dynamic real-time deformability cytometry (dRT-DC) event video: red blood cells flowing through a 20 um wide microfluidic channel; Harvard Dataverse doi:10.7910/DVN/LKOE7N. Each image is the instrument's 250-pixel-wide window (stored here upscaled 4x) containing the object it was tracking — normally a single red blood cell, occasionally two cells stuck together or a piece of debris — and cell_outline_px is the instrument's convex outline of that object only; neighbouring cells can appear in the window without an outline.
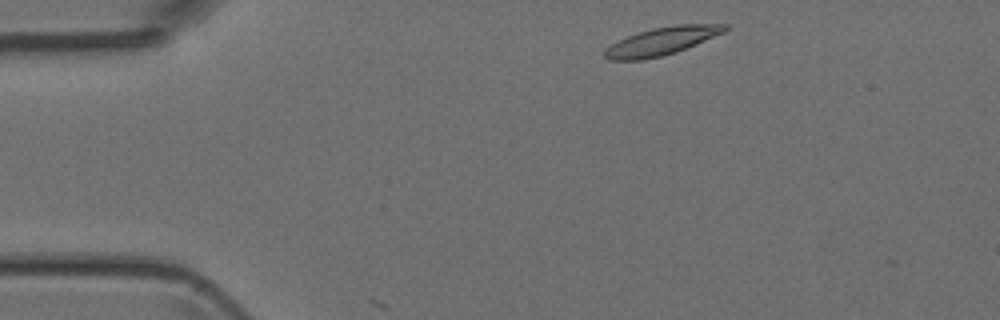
{"species": "Egyptian fruit bat (a non-hibernating species)", "species_latin": "Rousettus aegyptiacus", "temperature_condition": "room temperature", "stored_images_in_passage": 4, "camera_frame_rate_fps": 3000, "um_per_image_px": 0.085, "animal": {"sex": "female"}, "frame": {"image": 1, "passage_image": 2, "time_ms": 0.333, "image_size_px": [1000, 320], "cell_outline_px": [[732, 28], [724, 32], [696, 44], [676, 52], [664, 56], [644, 60], [608, 60], [604, 56], [604, 48], [628, 36], [652, 28], [676, 24], [728, 24]], "centroid_in_image_um": [56.27, 3.5], "position_along_channel_um": 28.7, "area_um2": 19.59}}